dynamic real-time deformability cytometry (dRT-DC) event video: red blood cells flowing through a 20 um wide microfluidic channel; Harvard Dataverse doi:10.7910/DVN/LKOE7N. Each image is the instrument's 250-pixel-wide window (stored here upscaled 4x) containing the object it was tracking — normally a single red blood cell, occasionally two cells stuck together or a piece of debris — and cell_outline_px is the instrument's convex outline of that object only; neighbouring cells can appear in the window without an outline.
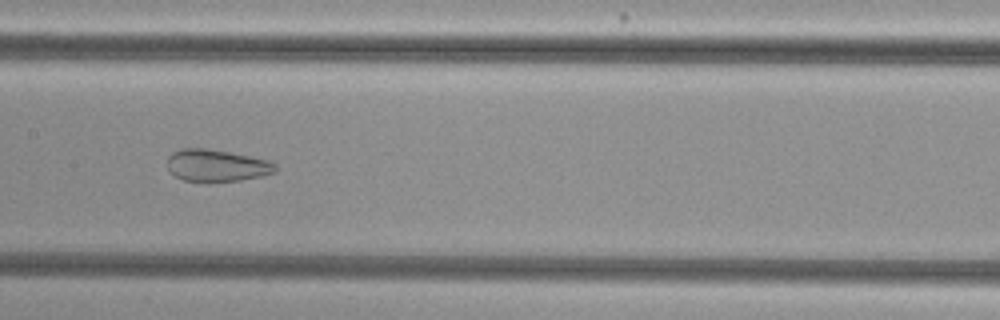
{"species": "common noctule bat (a hibernating species)", "species_latin": "Nyctalus noctula", "temperature_condition": "cold", "stored_images_in_passage": 38, "camera_frame_rate_fps": 3000, "um_per_image_px": 0.085, "animal": {"sex": "female", "body_mass_g": 29.2, "forearm_length_mm": 56.3}, "frame": {"image": 1, "passage_image": 12, "time_ms": 3.667, "image_size_px": [1000, 320], "cell_outline_px": [[276, 172], [264, 176], [240, 180], [184, 180], [176, 176], [168, 168], [168, 156], [172, 152], [184, 148], [208, 148], [268, 160], [276, 164]], "centroid_in_image_um": [18.44, 14.04], "position_along_channel_um": 189.0, "area_um2": 19.77}}
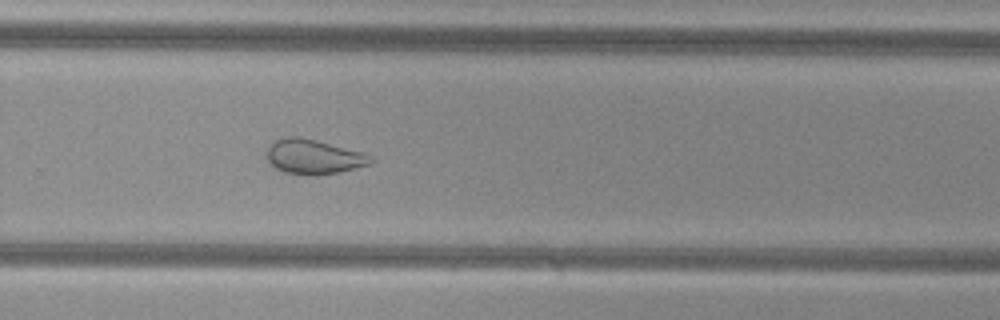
{"frame": {"image": 2, "passage_image": 21, "time_ms": 6.667, "image_size_px": [1000, 320], "cell_outline_px": [[376, 160], [368, 164], [356, 168], [340, 172], [316, 176], [308, 176], [284, 172], [276, 168], [268, 160], [264, 152], [276, 140], [288, 136], [296, 136], [316, 140], [360, 152], [372, 156]], "centroid_in_image_um": [26.64, 13.34], "position_along_channel_um": 303.2, "area_um2": 20.98}}
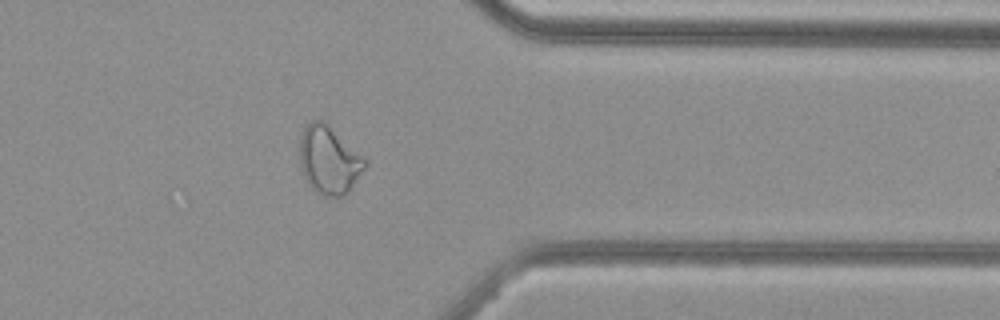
{"frame": {"image": 3, "passage_image": 28, "time_ms": 9.0, "image_size_px": [1000, 320], "cell_outline_px": [[368, 164], [348, 192], [344, 196], [320, 196], [308, 184], [300, 168], [300, 136], [304, 128], [312, 120], [324, 120], [364, 156], [368, 160]], "centroid_in_image_um": [27.98, 13.6], "position_along_channel_um": 383.4, "area_um2": 26.13}, "authors_computed_cell_mechanics": {"area_um2": 23.4957, "velocity_mm_per_s": 3.8076, "shape_relaxation_time_tau1_ms": null, "shape_relaxation_time_tau2_ms": 1.8825, "deformation_change_tau1": null, "deformation_change_tau2": 0.042}}